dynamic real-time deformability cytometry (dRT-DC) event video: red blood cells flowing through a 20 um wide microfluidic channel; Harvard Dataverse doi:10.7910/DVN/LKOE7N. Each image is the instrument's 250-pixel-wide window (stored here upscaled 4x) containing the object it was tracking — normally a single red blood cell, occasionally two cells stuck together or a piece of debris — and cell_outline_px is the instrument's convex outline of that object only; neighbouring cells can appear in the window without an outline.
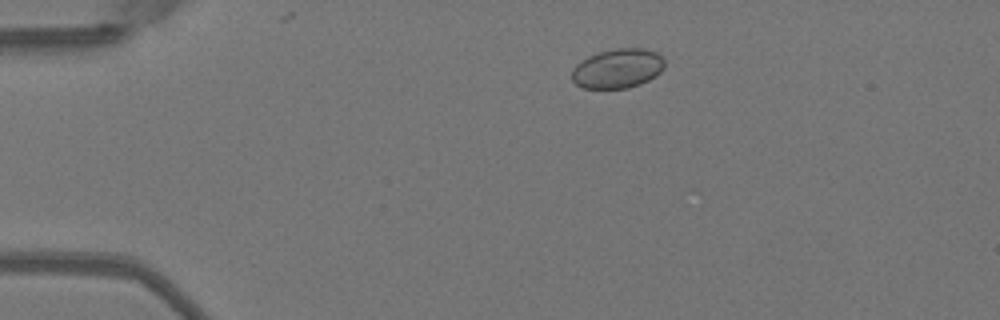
{"species": "Egyptian fruit bat (a non-hibernating species)", "species_latin": "Rousettus aegyptiacus", "temperature_condition": "warm", "stored_images_in_passage": 6, "camera_frame_rate_fps": 3000, "um_per_image_px": 0.085, "animal": {"sex": "female"}, "frame": {"image": 1, "passage_image": 4, "time_ms": 1.0, "image_size_px": [1000, 320], "cell_outline_px": [[664, 68], [656, 76], [640, 84], [628, 88], [584, 88], [576, 84], [572, 80], [572, 68], [576, 64], [588, 56], [600, 52], [616, 48], [644, 48], [656, 52], [664, 60]], "centroid_in_image_um": [52.5, 5.82], "position_along_channel_um": 32.5, "area_um2": 21.33}}